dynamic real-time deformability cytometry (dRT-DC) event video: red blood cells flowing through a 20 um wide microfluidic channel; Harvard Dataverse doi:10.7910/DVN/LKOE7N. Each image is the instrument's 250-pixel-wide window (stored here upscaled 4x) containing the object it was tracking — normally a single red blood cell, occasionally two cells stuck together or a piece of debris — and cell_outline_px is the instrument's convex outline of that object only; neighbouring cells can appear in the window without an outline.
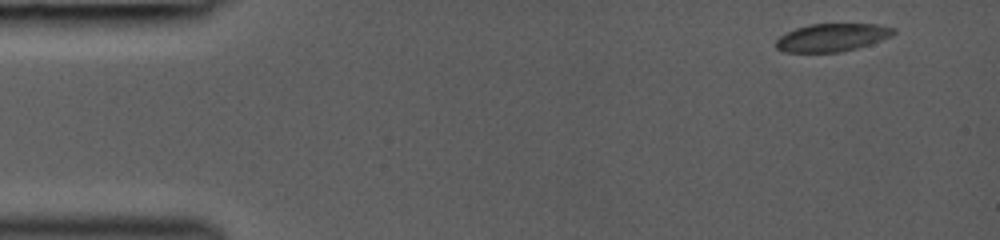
{"species": "common noctule bat (a hibernating species)", "species_latin": "Nyctalus noctula", "temperature_condition": "room temperature", "stored_images_in_passage": 9, "camera_frame_rate_fps": 3000, "um_per_image_px": 0.085, "animal": {"sex": "female", "body_mass_g": 19.0, "forearm_length_mm": 53.3}, "frame": {"image": 1, "passage_image": 1, "time_ms": 0.0, "image_size_px": [1000, 240], "cell_outline_px": [[896, 32], [892, 36], [856, 48], [840, 52], [784, 52], [776, 48], [776, 40], [780, 36], [796, 28], [808, 24], [880, 24], [896, 28]], "centroid_in_image_um": [70.74, 3.18], "position_along_channel_um": 14.3, "area_um2": 19.07}}
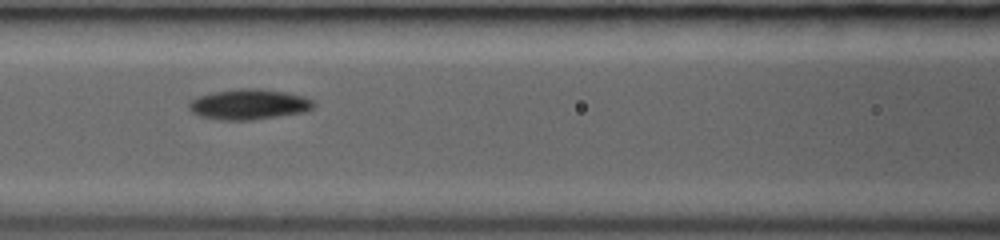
{"frame": {"image": 2, "passage_image": 7, "time_ms": 5.667, "image_size_px": [1000, 240], "cell_outline_px": [[316, 108], [304, 112], [252, 120], [220, 120], [200, 116], [192, 112], [188, 108], [188, 104], [192, 100], [200, 96], [212, 92], [240, 88], [256, 88], [288, 92], [304, 96], [312, 100], [316, 104]], "centroid_in_image_um": [21.2, 8.87], "position_along_channel_um": 145.4, "area_um2": 22.25}}
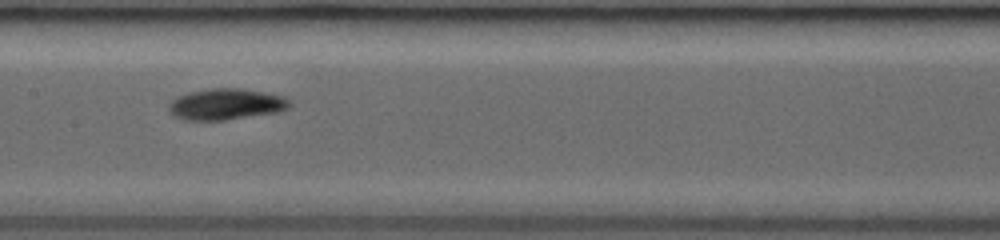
{"frame": {"image": 3, "passage_image": 8, "time_ms": 6.667, "image_size_px": [1000, 240], "cell_outline_px": [[292, 104], [288, 108], [280, 112], [224, 120], [184, 120], [172, 116], [168, 108], [168, 104], [176, 96], [188, 92], [212, 88], [240, 88], [264, 92], [284, 96], [292, 100]], "centroid_in_image_um": [19.22, 8.86], "position_along_channel_um": 188.2, "area_um2": 22.31}}